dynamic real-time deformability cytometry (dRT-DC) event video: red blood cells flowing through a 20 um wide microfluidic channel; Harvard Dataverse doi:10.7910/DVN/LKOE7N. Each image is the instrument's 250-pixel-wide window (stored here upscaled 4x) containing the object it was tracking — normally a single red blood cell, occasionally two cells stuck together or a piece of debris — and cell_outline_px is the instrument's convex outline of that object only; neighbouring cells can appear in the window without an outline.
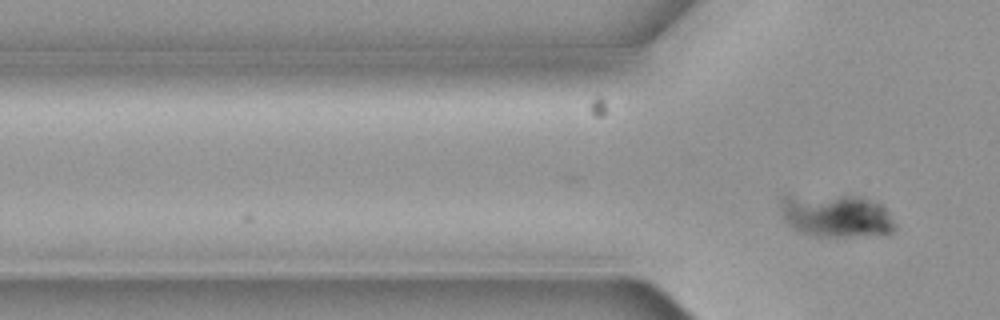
{"species": "common noctule bat (a hibernating species)", "species_latin": "Nyctalus noctula", "temperature_condition": "cold", "stored_images_in_passage": 2, "camera_frame_rate_fps": 3000, "um_per_image_px": 0.085, "animal": {"sex": "female", "body_mass_g": 19.3, "forearm_length_mm": 54.1}, "frame": {"image": 1, "passage_image": 2, "time_ms": 0.333, "image_size_px": [1000, 320], "cell_outline_px": [[896, 232], [888, 236], [812, 236], [800, 232], [792, 228], [780, 216], [780, 196], [860, 196], [880, 204], [884, 208], [896, 224]], "centroid_in_image_um": [71.09, 18.37], "position_along_channel_um": 54.7, "area_um2": 29.07}}